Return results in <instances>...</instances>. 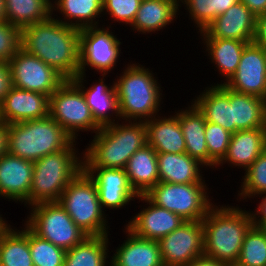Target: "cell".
Masks as SVG:
<instances>
[{"instance_id":"6da1fadb","label":"cell","mask_w":266,"mask_h":266,"mask_svg":"<svg viewBox=\"0 0 266 266\" xmlns=\"http://www.w3.org/2000/svg\"><path fill=\"white\" fill-rule=\"evenodd\" d=\"M20 48L54 68L66 80L79 74L80 30L52 15L20 30Z\"/></svg>"},{"instance_id":"7a4b0ae2","label":"cell","mask_w":266,"mask_h":266,"mask_svg":"<svg viewBox=\"0 0 266 266\" xmlns=\"http://www.w3.org/2000/svg\"><path fill=\"white\" fill-rule=\"evenodd\" d=\"M83 152V168L125 169L130 157L147 144L143 121H118L101 127Z\"/></svg>"},{"instance_id":"3957f363","label":"cell","mask_w":266,"mask_h":266,"mask_svg":"<svg viewBox=\"0 0 266 266\" xmlns=\"http://www.w3.org/2000/svg\"><path fill=\"white\" fill-rule=\"evenodd\" d=\"M238 205H213L202 219L204 255L234 266L243 240L253 226L249 210Z\"/></svg>"},{"instance_id":"277c9868","label":"cell","mask_w":266,"mask_h":266,"mask_svg":"<svg viewBox=\"0 0 266 266\" xmlns=\"http://www.w3.org/2000/svg\"><path fill=\"white\" fill-rule=\"evenodd\" d=\"M131 63L124 66L123 72L114 81L120 118L124 121L145 122L162 115L159 111L164 99L163 87L152 70L139 63Z\"/></svg>"},{"instance_id":"5b68a950","label":"cell","mask_w":266,"mask_h":266,"mask_svg":"<svg viewBox=\"0 0 266 266\" xmlns=\"http://www.w3.org/2000/svg\"><path fill=\"white\" fill-rule=\"evenodd\" d=\"M76 143L79 144L74 140L66 149L34 162L30 206L57 202L68 184L83 170V151L79 153Z\"/></svg>"},{"instance_id":"8992f818","label":"cell","mask_w":266,"mask_h":266,"mask_svg":"<svg viewBox=\"0 0 266 266\" xmlns=\"http://www.w3.org/2000/svg\"><path fill=\"white\" fill-rule=\"evenodd\" d=\"M73 141L50 116L9 124L8 153L31 162L66 149Z\"/></svg>"},{"instance_id":"52a82bcc","label":"cell","mask_w":266,"mask_h":266,"mask_svg":"<svg viewBox=\"0 0 266 266\" xmlns=\"http://www.w3.org/2000/svg\"><path fill=\"white\" fill-rule=\"evenodd\" d=\"M58 203L88 236L107 235L108 214L102 210L94 180L83 169L62 192Z\"/></svg>"},{"instance_id":"ba28073f","label":"cell","mask_w":266,"mask_h":266,"mask_svg":"<svg viewBox=\"0 0 266 266\" xmlns=\"http://www.w3.org/2000/svg\"><path fill=\"white\" fill-rule=\"evenodd\" d=\"M206 184L159 182L145 196L153 204L179 215L185 221H202L214 205L208 195L209 185Z\"/></svg>"},{"instance_id":"9c48e42d","label":"cell","mask_w":266,"mask_h":266,"mask_svg":"<svg viewBox=\"0 0 266 266\" xmlns=\"http://www.w3.org/2000/svg\"><path fill=\"white\" fill-rule=\"evenodd\" d=\"M25 224L39 237L65 250L81 243L88 235L57 202H42L28 207Z\"/></svg>"},{"instance_id":"30bf717a","label":"cell","mask_w":266,"mask_h":266,"mask_svg":"<svg viewBox=\"0 0 266 266\" xmlns=\"http://www.w3.org/2000/svg\"><path fill=\"white\" fill-rule=\"evenodd\" d=\"M49 116L75 140L79 132L95 133L101 128L93 119L81 89L65 80L50 96Z\"/></svg>"},{"instance_id":"8fae6325","label":"cell","mask_w":266,"mask_h":266,"mask_svg":"<svg viewBox=\"0 0 266 266\" xmlns=\"http://www.w3.org/2000/svg\"><path fill=\"white\" fill-rule=\"evenodd\" d=\"M87 27L80 30V68L79 74L94 69L96 74H107L117 67L120 59L121 39L112 32L111 25Z\"/></svg>"},{"instance_id":"7c38bea8","label":"cell","mask_w":266,"mask_h":266,"mask_svg":"<svg viewBox=\"0 0 266 266\" xmlns=\"http://www.w3.org/2000/svg\"><path fill=\"white\" fill-rule=\"evenodd\" d=\"M13 87L51 96L66 80L39 58L19 49L8 62Z\"/></svg>"},{"instance_id":"4fadbf2b","label":"cell","mask_w":266,"mask_h":266,"mask_svg":"<svg viewBox=\"0 0 266 266\" xmlns=\"http://www.w3.org/2000/svg\"><path fill=\"white\" fill-rule=\"evenodd\" d=\"M164 266H185L204 255L202 221H185L179 228L158 240Z\"/></svg>"},{"instance_id":"5bb4252c","label":"cell","mask_w":266,"mask_h":266,"mask_svg":"<svg viewBox=\"0 0 266 266\" xmlns=\"http://www.w3.org/2000/svg\"><path fill=\"white\" fill-rule=\"evenodd\" d=\"M224 85L266 100V61L260 45L251 42L245 46L236 72Z\"/></svg>"},{"instance_id":"9a60e30c","label":"cell","mask_w":266,"mask_h":266,"mask_svg":"<svg viewBox=\"0 0 266 266\" xmlns=\"http://www.w3.org/2000/svg\"><path fill=\"white\" fill-rule=\"evenodd\" d=\"M137 200L148 206L132 215L125 226L138 237L158 241L185 222L179 215L153 204L145 195H139Z\"/></svg>"},{"instance_id":"2e32d148","label":"cell","mask_w":266,"mask_h":266,"mask_svg":"<svg viewBox=\"0 0 266 266\" xmlns=\"http://www.w3.org/2000/svg\"><path fill=\"white\" fill-rule=\"evenodd\" d=\"M34 162L5 153L0 157V198L30 207ZM27 205V206H26Z\"/></svg>"},{"instance_id":"e0dca14e","label":"cell","mask_w":266,"mask_h":266,"mask_svg":"<svg viewBox=\"0 0 266 266\" xmlns=\"http://www.w3.org/2000/svg\"><path fill=\"white\" fill-rule=\"evenodd\" d=\"M86 76L78 74L72 81L81 89L95 122L104 127L121 121L114 80L112 85L110 83L107 85L104 83L107 74H101L102 77H99L98 81H93L88 88Z\"/></svg>"},{"instance_id":"ac0fdd59","label":"cell","mask_w":266,"mask_h":266,"mask_svg":"<svg viewBox=\"0 0 266 266\" xmlns=\"http://www.w3.org/2000/svg\"><path fill=\"white\" fill-rule=\"evenodd\" d=\"M94 180L102 210L126 208L131 201L137 200V193L132 189L125 169L83 168Z\"/></svg>"},{"instance_id":"d6986e66","label":"cell","mask_w":266,"mask_h":266,"mask_svg":"<svg viewBox=\"0 0 266 266\" xmlns=\"http://www.w3.org/2000/svg\"><path fill=\"white\" fill-rule=\"evenodd\" d=\"M50 96L11 87L0 102V120L8 124L49 116Z\"/></svg>"},{"instance_id":"ffe728a7","label":"cell","mask_w":266,"mask_h":266,"mask_svg":"<svg viewBox=\"0 0 266 266\" xmlns=\"http://www.w3.org/2000/svg\"><path fill=\"white\" fill-rule=\"evenodd\" d=\"M257 16L241 1L215 18L205 30L197 32L201 37L235 39L253 42Z\"/></svg>"},{"instance_id":"44dd1931","label":"cell","mask_w":266,"mask_h":266,"mask_svg":"<svg viewBox=\"0 0 266 266\" xmlns=\"http://www.w3.org/2000/svg\"><path fill=\"white\" fill-rule=\"evenodd\" d=\"M124 230L127 238L110 256V266H164L158 241L138 237L125 225Z\"/></svg>"},{"instance_id":"7402d4cb","label":"cell","mask_w":266,"mask_h":266,"mask_svg":"<svg viewBox=\"0 0 266 266\" xmlns=\"http://www.w3.org/2000/svg\"><path fill=\"white\" fill-rule=\"evenodd\" d=\"M265 149L266 128L239 130L231 135L227 154L217 168L228 164L246 171Z\"/></svg>"},{"instance_id":"603a6c76","label":"cell","mask_w":266,"mask_h":266,"mask_svg":"<svg viewBox=\"0 0 266 266\" xmlns=\"http://www.w3.org/2000/svg\"><path fill=\"white\" fill-rule=\"evenodd\" d=\"M211 86V87H210ZM205 87L192 103L203 114L205 120L216 123L230 133L239 131L233 122L232 104L229 100V88L224 84L213 83Z\"/></svg>"},{"instance_id":"cb8c5ba5","label":"cell","mask_w":266,"mask_h":266,"mask_svg":"<svg viewBox=\"0 0 266 266\" xmlns=\"http://www.w3.org/2000/svg\"><path fill=\"white\" fill-rule=\"evenodd\" d=\"M175 113L170 116L158 115L145 121L147 144L157 153H186L185 139L179 123V110H175Z\"/></svg>"},{"instance_id":"d4e9b609","label":"cell","mask_w":266,"mask_h":266,"mask_svg":"<svg viewBox=\"0 0 266 266\" xmlns=\"http://www.w3.org/2000/svg\"><path fill=\"white\" fill-rule=\"evenodd\" d=\"M157 160L159 182L192 184L206 181L202 170L207 167L187 153H157Z\"/></svg>"},{"instance_id":"484cf974","label":"cell","mask_w":266,"mask_h":266,"mask_svg":"<svg viewBox=\"0 0 266 266\" xmlns=\"http://www.w3.org/2000/svg\"><path fill=\"white\" fill-rule=\"evenodd\" d=\"M179 9V0H142L130 29L142 35L158 33L176 21Z\"/></svg>"},{"instance_id":"4316f807","label":"cell","mask_w":266,"mask_h":266,"mask_svg":"<svg viewBox=\"0 0 266 266\" xmlns=\"http://www.w3.org/2000/svg\"><path fill=\"white\" fill-rule=\"evenodd\" d=\"M51 6L52 16L66 25L79 30L101 26L98 18L103 17V0H52Z\"/></svg>"},{"instance_id":"83f0119b","label":"cell","mask_w":266,"mask_h":266,"mask_svg":"<svg viewBox=\"0 0 266 266\" xmlns=\"http://www.w3.org/2000/svg\"><path fill=\"white\" fill-rule=\"evenodd\" d=\"M201 40L203 47L205 45L204 52L206 56H209V61L214 64L215 68L217 67L221 78H224V81L217 82V85L225 84L236 72L243 50L248 42L214 37H201Z\"/></svg>"},{"instance_id":"f1b7e54d","label":"cell","mask_w":266,"mask_h":266,"mask_svg":"<svg viewBox=\"0 0 266 266\" xmlns=\"http://www.w3.org/2000/svg\"><path fill=\"white\" fill-rule=\"evenodd\" d=\"M125 172L137 195H145L159 183L157 152L146 144L130 157Z\"/></svg>"},{"instance_id":"f546056e","label":"cell","mask_w":266,"mask_h":266,"mask_svg":"<svg viewBox=\"0 0 266 266\" xmlns=\"http://www.w3.org/2000/svg\"><path fill=\"white\" fill-rule=\"evenodd\" d=\"M179 123L183 132L186 153L209 167V154L205 138L206 120L199 109L191 102L179 110Z\"/></svg>"},{"instance_id":"4dcf8cb0","label":"cell","mask_w":266,"mask_h":266,"mask_svg":"<svg viewBox=\"0 0 266 266\" xmlns=\"http://www.w3.org/2000/svg\"><path fill=\"white\" fill-rule=\"evenodd\" d=\"M8 224L0 232V266H34L29 247V227Z\"/></svg>"},{"instance_id":"1f68e13d","label":"cell","mask_w":266,"mask_h":266,"mask_svg":"<svg viewBox=\"0 0 266 266\" xmlns=\"http://www.w3.org/2000/svg\"><path fill=\"white\" fill-rule=\"evenodd\" d=\"M233 122L238 130L266 128V100L229 89Z\"/></svg>"},{"instance_id":"d6a6232c","label":"cell","mask_w":266,"mask_h":266,"mask_svg":"<svg viewBox=\"0 0 266 266\" xmlns=\"http://www.w3.org/2000/svg\"><path fill=\"white\" fill-rule=\"evenodd\" d=\"M108 235L111 234L87 236L81 243L66 250L63 266H110Z\"/></svg>"},{"instance_id":"836d02e7","label":"cell","mask_w":266,"mask_h":266,"mask_svg":"<svg viewBox=\"0 0 266 266\" xmlns=\"http://www.w3.org/2000/svg\"><path fill=\"white\" fill-rule=\"evenodd\" d=\"M6 21L18 29L44 21L52 15L50 0H4Z\"/></svg>"},{"instance_id":"e575fe53","label":"cell","mask_w":266,"mask_h":266,"mask_svg":"<svg viewBox=\"0 0 266 266\" xmlns=\"http://www.w3.org/2000/svg\"><path fill=\"white\" fill-rule=\"evenodd\" d=\"M240 0H179V8L184 6V9L189 13V20L195 24L198 32L205 30L210 23L227 11L231 6Z\"/></svg>"},{"instance_id":"d590c367","label":"cell","mask_w":266,"mask_h":266,"mask_svg":"<svg viewBox=\"0 0 266 266\" xmlns=\"http://www.w3.org/2000/svg\"><path fill=\"white\" fill-rule=\"evenodd\" d=\"M241 181L238 202L266 194V149L244 172Z\"/></svg>"},{"instance_id":"8d00e7d4","label":"cell","mask_w":266,"mask_h":266,"mask_svg":"<svg viewBox=\"0 0 266 266\" xmlns=\"http://www.w3.org/2000/svg\"><path fill=\"white\" fill-rule=\"evenodd\" d=\"M234 266H266V236L260 228L249 229Z\"/></svg>"},{"instance_id":"74e56055","label":"cell","mask_w":266,"mask_h":266,"mask_svg":"<svg viewBox=\"0 0 266 266\" xmlns=\"http://www.w3.org/2000/svg\"><path fill=\"white\" fill-rule=\"evenodd\" d=\"M29 247L34 266H63L66 250L36 235L29 228Z\"/></svg>"},{"instance_id":"f35d334b","label":"cell","mask_w":266,"mask_h":266,"mask_svg":"<svg viewBox=\"0 0 266 266\" xmlns=\"http://www.w3.org/2000/svg\"><path fill=\"white\" fill-rule=\"evenodd\" d=\"M232 133L216 123L206 121L205 138L209 154V168L217 169V165L227 154ZM215 167V168H214Z\"/></svg>"},{"instance_id":"ab89813d","label":"cell","mask_w":266,"mask_h":266,"mask_svg":"<svg viewBox=\"0 0 266 266\" xmlns=\"http://www.w3.org/2000/svg\"><path fill=\"white\" fill-rule=\"evenodd\" d=\"M142 0H103V16L112 17V22L132 25Z\"/></svg>"},{"instance_id":"60d3db41","label":"cell","mask_w":266,"mask_h":266,"mask_svg":"<svg viewBox=\"0 0 266 266\" xmlns=\"http://www.w3.org/2000/svg\"><path fill=\"white\" fill-rule=\"evenodd\" d=\"M20 49V29L7 21L0 22V61L8 63Z\"/></svg>"},{"instance_id":"b9f144b4","label":"cell","mask_w":266,"mask_h":266,"mask_svg":"<svg viewBox=\"0 0 266 266\" xmlns=\"http://www.w3.org/2000/svg\"><path fill=\"white\" fill-rule=\"evenodd\" d=\"M257 197L260 201L257 207H255L257 209H255L254 212L249 209V213L252 219L253 226L260 228L264 223H266V194Z\"/></svg>"},{"instance_id":"7bdbcfd3","label":"cell","mask_w":266,"mask_h":266,"mask_svg":"<svg viewBox=\"0 0 266 266\" xmlns=\"http://www.w3.org/2000/svg\"><path fill=\"white\" fill-rule=\"evenodd\" d=\"M12 87L9 65L0 61V102Z\"/></svg>"},{"instance_id":"ee69618b","label":"cell","mask_w":266,"mask_h":266,"mask_svg":"<svg viewBox=\"0 0 266 266\" xmlns=\"http://www.w3.org/2000/svg\"><path fill=\"white\" fill-rule=\"evenodd\" d=\"M253 42L255 44H266V13L256 18V30Z\"/></svg>"},{"instance_id":"f6af8a7d","label":"cell","mask_w":266,"mask_h":266,"mask_svg":"<svg viewBox=\"0 0 266 266\" xmlns=\"http://www.w3.org/2000/svg\"><path fill=\"white\" fill-rule=\"evenodd\" d=\"M185 266H229V265L214 258H210L206 255H202L192 260L188 265Z\"/></svg>"},{"instance_id":"bcb514c9","label":"cell","mask_w":266,"mask_h":266,"mask_svg":"<svg viewBox=\"0 0 266 266\" xmlns=\"http://www.w3.org/2000/svg\"><path fill=\"white\" fill-rule=\"evenodd\" d=\"M9 124L0 120V157L8 153Z\"/></svg>"},{"instance_id":"7dc6e473","label":"cell","mask_w":266,"mask_h":266,"mask_svg":"<svg viewBox=\"0 0 266 266\" xmlns=\"http://www.w3.org/2000/svg\"><path fill=\"white\" fill-rule=\"evenodd\" d=\"M244 3L256 16L266 13V0H240Z\"/></svg>"},{"instance_id":"c3c4849f","label":"cell","mask_w":266,"mask_h":266,"mask_svg":"<svg viewBox=\"0 0 266 266\" xmlns=\"http://www.w3.org/2000/svg\"><path fill=\"white\" fill-rule=\"evenodd\" d=\"M6 21L5 1L0 0V22Z\"/></svg>"},{"instance_id":"681fc988","label":"cell","mask_w":266,"mask_h":266,"mask_svg":"<svg viewBox=\"0 0 266 266\" xmlns=\"http://www.w3.org/2000/svg\"><path fill=\"white\" fill-rule=\"evenodd\" d=\"M6 218L3 219L2 214L0 213V232L9 224Z\"/></svg>"},{"instance_id":"f907efd6","label":"cell","mask_w":266,"mask_h":266,"mask_svg":"<svg viewBox=\"0 0 266 266\" xmlns=\"http://www.w3.org/2000/svg\"><path fill=\"white\" fill-rule=\"evenodd\" d=\"M257 45H260L261 46L262 51L264 53L265 61H266V44H257Z\"/></svg>"},{"instance_id":"816d5d0a","label":"cell","mask_w":266,"mask_h":266,"mask_svg":"<svg viewBox=\"0 0 266 266\" xmlns=\"http://www.w3.org/2000/svg\"><path fill=\"white\" fill-rule=\"evenodd\" d=\"M260 229L264 232L265 236H266V223H264Z\"/></svg>"}]
</instances>
